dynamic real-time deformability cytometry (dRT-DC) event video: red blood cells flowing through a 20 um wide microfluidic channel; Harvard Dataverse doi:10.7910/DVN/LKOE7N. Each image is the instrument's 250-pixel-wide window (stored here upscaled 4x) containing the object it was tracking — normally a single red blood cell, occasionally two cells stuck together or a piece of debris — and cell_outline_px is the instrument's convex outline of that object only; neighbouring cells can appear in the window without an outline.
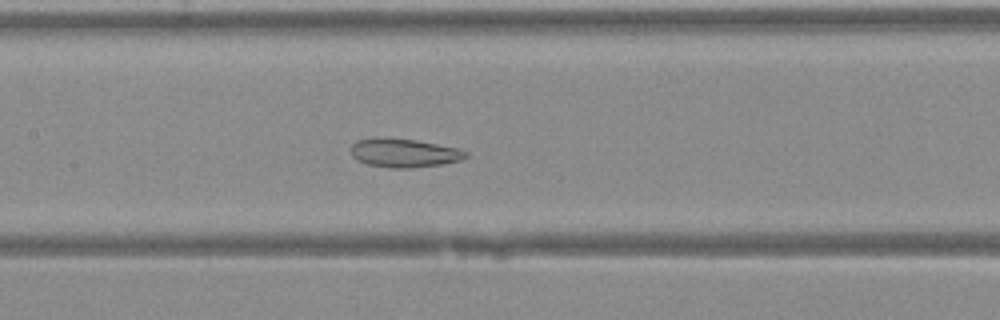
{"species": "Egyptian fruit bat (a non-hibernating species)", "species_latin": "Rousettus aegyptiacus", "temperature_condition": "warm", "stored_images_in_passage": 37, "camera_frame_rate_fps": 3000, "um_per_image_px": 0.085, "animal": {"sex": "female"}, "frame": {"image": 1, "passage_image": 15, "time_ms": 4.667, "image_size_px": [1000, 320], "cell_outline_px": [[468, 156], [460, 160], [440, 164], [412, 168], [392, 168], [368, 164], [356, 160], [352, 156], [352, 144], [356, 140], [376, 136], [380, 136], [416, 140], [460, 148], [468, 152]], "centroid_in_image_um": [34.33, 12.98], "position_along_channel_um": 173.1, "area_um2": 19.48}}
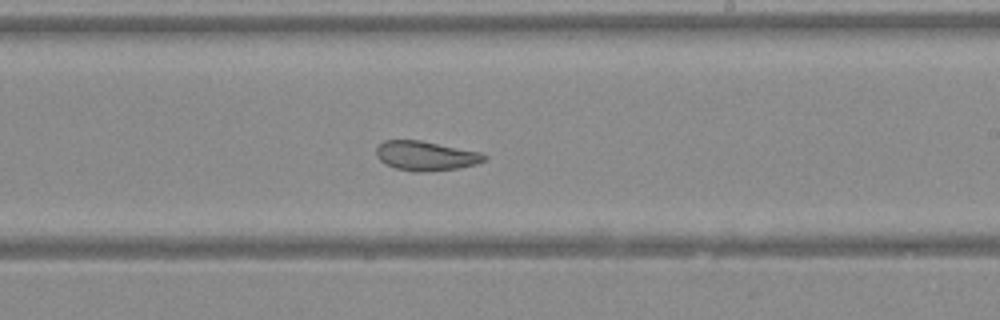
{"frame": {"image": 2, "passage_image": 20, "time_ms": 6.333, "image_size_px": [1000, 320], "cell_outline_px": [[488, 156], [484, 160], [476, 164], [460, 168], [424, 172], [412, 172], [396, 168], [384, 164], [376, 156], [376, 148], [384, 140], [420, 140], [480, 152]], "centroid_in_image_um": [36.17, 13.25], "position_along_channel_um": 252.8, "area_um2": 18.61}}
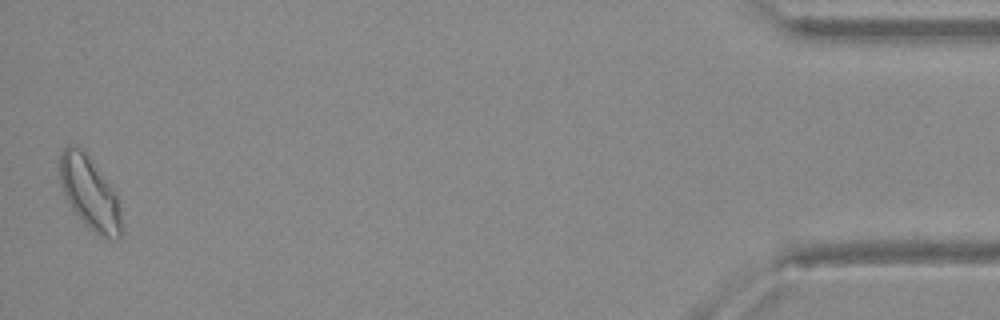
{"frame": {"image": 3, "passage_image": 36, "time_ms": 11.667, "image_size_px": [1000, 320], "cell_outline_px": [[124, 232], [120, 240], [108, 240], [100, 236], [84, 224], [72, 208], [64, 192], [60, 180], [60, 152], [68, 144], [80, 148], [84, 152], [120, 196]], "centroid_in_image_um": [7.72, 16.5], "position_along_channel_um": 427.5, "area_um2": 26.65}}